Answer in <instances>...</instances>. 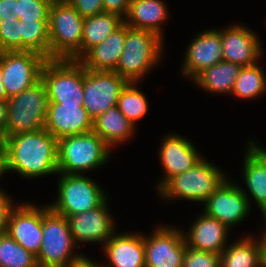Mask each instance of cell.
Segmentation results:
<instances>
[{
  "instance_id": "obj_1",
  "label": "cell",
  "mask_w": 266,
  "mask_h": 267,
  "mask_svg": "<svg viewBox=\"0 0 266 267\" xmlns=\"http://www.w3.org/2000/svg\"><path fill=\"white\" fill-rule=\"evenodd\" d=\"M58 140L45 129L6 137V169L23 177L58 173Z\"/></svg>"
},
{
  "instance_id": "obj_2",
  "label": "cell",
  "mask_w": 266,
  "mask_h": 267,
  "mask_svg": "<svg viewBox=\"0 0 266 267\" xmlns=\"http://www.w3.org/2000/svg\"><path fill=\"white\" fill-rule=\"evenodd\" d=\"M84 18L69 2H52L49 8V59L81 58Z\"/></svg>"
},
{
  "instance_id": "obj_3",
  "label": "cell",
  "mask_w": 266,
  "mask_h": 267,
  "mask_svg": "<svg viewBox=\"0 0 266 267\" xmlns=\"http://www.w3.org/2000/svg\"><path fill=\"white\" fill-rule=\"evenodd\" d=\"M110 147L94 131L67 136L58 140V173L80 174L78 172L104 165L109 157Z\"/></svg>"
},
{
  "instance_id": "obj_4",
  "label": "cell",
  "mask_w": 266,
  "mask_h": 267,
  "mask_svg": "<svg viewBox=\"0 0 266 267\" xmlns=\"http://www.w3.org/2000/svg\"><path fill=\"white\" fill-rule=\"evenodd\" d=\"M162 51V39L155 33L129 28L119 62L114 70L128 82L136 83L156 64Z\"/></svg>"
},
{
  "instance_id": "obj_5",
  "label": "cell",
  "mask_w": 266,
  "mask_h": 267,
  "mask_svg": "<svg viewBox=\"0 0 266 267\" xmlns=\"http://www.w3.org/2000/svg\"><path fill=\"white\" fill-rule=\"evenodd\" d=\"M8 112L5 136L45 129L49 99L40 79L32 87L7 99Z\"/></svg>"
},
{
  "instance_id": "obj_6",
  "label": "cell",
  "mask_w": 266,
  "mask_h": 267,
  "mask_svg": "<svg viewBox=\"0 0 266 267\" xmlns=\"http://www.w3.org/2000/svg\"><path fill=\"white\" fill-rule=\"evenodd\" d=\"M74 246L68 219L49 206L42 208V244L36 256L38 266L66 267L81 256L72 254Z\"/></svg>"
},
{
  "instance_id": "obj_7",
  "label": "cell",
  "mask_w": 266,
  "mask_h": 267,
  "mask_svg": "<svg viewBox=\"0 0 266 267\" xmlns=\"http://www.w3.org/2000/svg\"><path fill=\"white\" fill-rule=\"evenodd\" d=\"M49 103L83 106V65L78 60L47 59L42 66Z\"/></svg>"
},
{
  "instance_id": "obj_8",
  "label": "cell",
  "mask_w": 266,
  "mask_h": 267,
  "mask_svg": "<svg viewBox=\"0 0 266 267\" xmlns=\"http://www.w3.org/2000/svg\"><path fill=\"white\" fill-rule=\"evenodd\" d=\"M225 180L223 172L202 159L193 168L170 178L159 193L166 198L179 197L205 203Z\"/></svg>"
},
{
  "instance_id": "obj_9",
  "label": "cell",
  "mask_w": 266,
  "mask_h": 267,
  "mask_svg": "<svg viewBox=\"0 0 266 267\" xmlns=\"http://www.w3.org/2000/svg\"><path fill=\"white\" fill-rule=\"evenodd\" d=\"M59 178L58 199L49 207L56 213L68 216L99 207L105 200L103 190L82 174H63Z\"/></svg>"
},
{
  "instance_id": "obj_10",
  "label": "cell",
  "mask_w": 266,
  "mask_h": 267,
  "mask_svg": "<svg viewBox=\"0 0 266 267\" xmlns=\"http://www.w3.org/2000/svg\"><path fill=\"white\" fill-rule=\"evenodd\" d=\"M129 82L115 71L86 70L83 67V107L94 120L117 106L121 91Z\"/></svg>"
},
{
  "instance_id": "obj_11",
  "label": "cell",
  "mask_w": 266,
  "mask_h": 267,
  "mask_svg": "<svg viewBox=\"0 0 266 267\" xmlns=\"http://www.w3.org/2000/svg\"><path fill=\"white\" fill-rule=\"evenodd\" d=\"M46 60L33 51L0 52L2 83L7 97L17 95L37 83Z\"/></svg>"
},
{
  "instance_id": "obj_12",
  "label": "cell",
  "mask_w": 266,
  "mask_h": 267,
  "mask_svg": "<svg viewBox=\"0 0 266 267\" xmlns=\"http://www.w3.org/2000/svg\"><path fill=\"white\" fill-rule=\"evenodd\" d=\"M150 238L144 237L145 267H182L186 243L184 233L159 227Z\"/></svg>"
},
{
  "instance_id": "obj_13",
  "label": "cell",
  "mask_w": 266,
  "mask_h": 267,
  "mask_svg": "<svg viewBox=\"0 0 266 267\" xmlns=\"http://www.w3.org/2000/svg\"><path fill=\"white\" fill-rule=\"evenodd\" d=\"M249 205L246 192L225 180L205 202L204 212L229 228L245 219Z\"/></svg>"
},
{
  "instance_id": "obj_14",
  "label": "cell",
  "mask_w": 266,
  "mask_h": 267,
  "mask_svg": "<svg viewBox=\"0 0 266 267\" xmlns=\"http://www.w3.org/2000/svg\"><path fill=\"white\" fill-rule=\"evenodd\" d=\"M6 232L37 256L42 244V209L29 203L14 207L8 218Z\"/></svg>"
},
{
  "instance_id": "obj_15",
  "label": "cell",
  "mask_w": 266,
  "mask_h": 267,
  "mask_svg": "<svg viewBox=\"0 0 266 267\" xmlns=\"http://www.w3.org/2000/svg\"><path fill=\"white\" fill-rule=\"evenodd\" d=\"M44 127L59 140L93 131V119L81 105L49 103Z\"/></svg>"
},
{
  "instance_id": "obj_16",
  "label": "cell",
  "mask_w": 266,
  "mask_h": 267,
  "mask_svg": "<svg viewBox=\"0 0 266 267\" xmlns=\"http://www.w3.org/2000/svg\"><path fill=\"white\" fill-rule=\"evenodd\" d=\"M107 200L99 207L68 216L71 234L76 242H104L114 235V222L107 212Z\"/></svg>"
},
{
  "instance_id": "obj_17",
  "label": "cell",
  "mask_w": 266,
  "mask_h": 267,
  "mask_svg": "<svg viewBox=\"0 0 266 267\" xmlns=\"http://www.w3.org/2000/svg\"><path fill=\"white\" fill-rule=\"evenodd\" d=\"M223 46L222 60L251 66L257 63L260 56V42L257 35L243 26L233 25L220 31Z\"/></svg>"
},
{
  "instance_id": "obj_18",
  "label": "cell",
  "mask_w": 266,
  "mask_h": 267,
  "mask_svg": "<svg viewBox=\"0 0 266 267\" xmlns=\"http://www.w3.org/2000/svg\"><path fill=\"white\" fill-rule=\"evenodd\" d=\"M190 43L183 64L184 75L193 79L207 67L222 61L223 46L221 33L217 30H207L199 34Z\"/></svg>"
},
{
  "instance_id": "obj_19",
  "label": "cell",
  "mask_w": 266,
  "mask_h": 267,
  "mask_svg": "<svg viewBox=\"0 0 266 267\" xmlns=\"http://www.w3.org/2000/svg\"><path fill=\"white\" fill-rule=\"evenodd\" d=\"M160 159L165 178L157 186L158 190L172 177L193 168L203 158L199 156L190 141L178 135L166 137L160 148Z\"/></svg>"
},
{
  "instance_id": "obj_20",
  "label": "cell",
  "mask_w": 266,
  "mask_h": 267,
  "mask_svg": "<svg viewBox=\"0 0 266 267\" xmlns=\"http://www.w3.org/2000/svg\"><path fill=\"white\" fill-rule=\"evenodd\" d=\"M126 40V24L123 23L102 43L89 49L78 61L86 70L114 71Z\"/></svg>"
},
{
  "instance_id": "obj_21",
  "label": "cell",
  "mask_w": 266,
  "mask_h": 267,
  "mask_svg": "<svg viewBox=\"0 0 266 267\" xmlns=\"http://www.w3.org/2000/svg\"><path fill=\"white\" fill-rule=\"evenodd\" d=\"M228 228L205 212L193 223L188 233L184 234L186 246L195 250L212 252L220 255L225 249Z\"/></svg>"
},
{
  "instance_id": "obj_22",
  "label": "cell",
  "mask_w": 266,
  "mask_h": 267,
  "mask_svg": "<svg viewBox=\"0 0 266 267\" xmlns=\"http://www.w3.org/2000/svg\"><path fill=\"white\" fill-rule=\"evenodd\" d=\"M104 245L112 267H145L144 236L137 233L116 234Z\"/></svg>"
},
{
  "instance_id": "obj_23",
  "label": "cell",
  "mask_w": 266,
  "mask_h": 267,
  "mask_svg": "<svg viewBox=\"0 0 266 267\" xmlns=\"http://www.w3.org/2000/svg\"><path fill=\"white\" fill-rule=\"evenodd\" d=\"M244 160V179L260 210L266 208V149L249 142Z\"/></svg>"
},
{
  "instance_id": "obj_24",
  "label": "cell",
  "mask_w": 266,
  "mask_h": 267,
  "mask_svg": "<svg viewBox=\"0 0 266 267\" xmlns=\"http://www.w3.org/2000/svg\"><path fill=\"white\" fill-rule=\"evenodd\" d=\"M167 7L161 0H130L124 23L133 29L150 31L162 38L161 25L167 18Z\"/></svg>"
},
{
  "instance_id": "obj_25",
  "label": "cell",
  "mask_w": 266,
  "mask_h": 267,
  "mask_svg": "<svg viewBox=\"0 0 266 267\" xmlns=\"http://www.w3.org/2000/svg\"><path fill=\"white\" fill-rule=\"evenodd\" d=\"M133 123L129 121L117 106L109 108L93 120V131L111 148L114 144L125 141L134 132Z\"/></svg>"
},
{
  "instance_id": "obj_26",
  "label": "cell",
  "mask_w": 266,
  "mask_h": 267,
  "mask_svg": "<svg viewBox=\"0 0 266 267\" xmlns=\"http://www.w3.org/2000/svg\"><path fill=\"white\" fill-rule=\"evenodd\" d=\"M243 66L232 62L221 61L211 67H207L197 74L193 79L198 86L213 93H229L234 88L237 76Z\"/></svg>"
},
{
  "instance_id": "obj_27",
  "label": "cell",
  "mask_w": 266,
  "mask_h": 267,
  "mask_svg": "<svg viewBox=\"0 0 266 267\" xmlns=\"http://www.w3.org/2000/svg\"><path fill=\"white\" fill-rule=\"evenodd\" d=\"M261 241L243 238L226 247L220 254V267H263Z\"/></svg>"
},
{
  "instance_id": "obj_28",
  "label": "cell",
  "mask_w": 266,
  "mask_h": 267,
  "mask_svg": "<svg viewBox=\"0 0 266 267\" xmlns=\"http://www.w3.org/2000/svg\"><path fill=\"white\" fill-rule=\"evenodd\" d=\"M124 23L119 15L102 12L84 19L81 57L92 47L102 43L111 33Z\"/></svg>"
},
{
  "instance_id": "obj_29",
  "label": "cell",
  "mask_w": 266,
  "mask_h": 267,
  "mask_svg": "<svg viewBox=\"0 0 266 267\" xmlns=\"http://www.w3.org/2000/svg\"><path fill=\"white\" fill-rule=\"evenodd\" d=\"M21 51H33L49 59L48 21L19 20Z\"/></svg>"
},
{
  "instance_id": "obj_30",
  "label": "cell",
  "mask_w": 266,
  "mask_h": 267,
  "mask_svg": "<svg viewBox=\"0 0 266 267\" xmlns=\"http://www.w3.org/2000/svg\"><path fill=\"white\" fill-rule=\"evenodd\" d=\"M0 267H38L36 256L6 231L0 233Z\"/></svg>"
},
{
  "instance_id": "obj_31",
  "label": "cell",
  "mask_w": 266,
  "mask_h": 267,
  "mask_svg": "<svg viewBox=\"0 0 266 267\" xmlns=\"http://www.w3.org/2000/svg\"><path fill=\"white\" fill-rule=\"evenodd\" d=\"M266 90V77L257 63L244 66L237 76L231 94L240 98L252 99Z\"/></svg>"
},
{
  "instance_id": "obj_32",
  "label": "cell",
  "mask_w": 266,
  "mask_h": 267,
  "mask_svg": "<svg viewBox=\"0 0 266 267\" xmlns=\"http://www.w3.org/2000/svg\"><path fill=\"white\" fill-rule=\"evenodd\" d=\"M134 84L133 82H129L121 91L117 100L118 109L133 125H135V122L143 117L148 110L145 96L137 88H134Z\"/></svg>"
},
{
  "instance_id": "obj_33",
  "label": "cell",
  "mask_w": 266,
  "mask_h": 267,
  "mask_svg": "<svg viewBox=\"0 0 266 267\" xmlns=\"http://www.w3.org/2000/svg\"><path fill=\"white\" fill-rule=\"evenodd\" d=\"M50 0H12V14L18 20L48 21Z\"/></svg>"
},
{
  "instance_id": "obj_34",
  "label": "cell",
  "mask_w": 266,
  "mask_h": 267,
  "mask_svg": "<svg viewBox=\"0 0 266 267\" xmlns=\"http://www.w3.org/2000/svg\"><path fill=\"white\" fill-rule=\"evenodd\" d=\"M21 51V34L18 19H0V52Z\"/></svg>"
},
{
  "instance_id": "obj_35",
  "label": "cell",
  "mask_w": 266,
  "mask_h": 267,
  "mask_svg": "<svg viewBox=\"0 0 266 267\" xmlns=\"http://www.w3.org/2000/svg\"><path fill=\"white\" fill-rule=\"evenodd\" d=\"M182 267H220V255L186 246Z\"/></svg>"
},
{
  "instance_id": "obj_36",
  "label": "cell",
  "mask_w": 266,
  "mask_h": 267,
  "mask_svg": "<svg viewBox=\"0 0 266 267\" xmlns=\"http://www.w3.org/2000/svg\"><path fill=\"white\" fill-rule=\"evenodd\" d=\"M69 3L84 19L104 12L102 0H70Z\"/></svg>"
},
{
  "instance_id": "obj_37",
  "label": "cell",
  "mask_w": 266,
  "mask_h": 267,
  "mask_svg": "<svg viewBox=\"0 0 266 267\" xmlns=\"http://www.w3.org/2000/svg\"><path fill=\"white\" fill-rule=\"evenodd\" d=\"M104 12L119 15L121 18L127 15L130 0H102Z\"/></svg>"
},
{
  "instance_id": "obj_38",
  "label": "cell",
  "mask_w": 266,
  "mask_h": 267,
  "mask_svg": "<svg viewBox=\"0 0 266 267\" xmlns=\"http://www.w3.org/2000/svg\"><path fill=\"white\" fill-rule=\"evenodd\" d=\"M13 208L10 198L8 199L7 195L0 190V233L6 231L8 218Z\"/></svg>"
},
{
  "instance_id": "obj_39",
  "label": "cell",
  "mask_w": 266,
  "mask_h": 267,
  "mask_svg": "<svg viewBox=\"0 0 266 267\" xmlns=\"http://www.w3.org/2000/svg\"><path fill=\"white\" fill-rule=\"evenodd\" d=\"M7 18L18 19L12 14V0H0V19Z\"/></svg>"
},
{
  "instance_id": "obj_40",
  "label": "cell",
  "mask_w": 266,
  "mask_h": 267,
  "mask_svg": "<svg viewBox=\"0 0 266 267\" xmlns=\"http://www.w3.org/2000/svg\"><path fill=\"white\" fill-rule=\"evenodd\" d=\"M66 267H103V266L91 262V260H89L85 256L84 257L80 256L78 259L72 261Z\"/></svg>"
},
{
  "instance_id": "obj_41",
  "label": "cell",
  "mask_w": 266,
  "mask_h": 267,
  "mask_svg": "<svg viewBox=\"0 0 266 267\" xmlns=\"http://www.w3.org/2000/svg\"><path fill=\"white\" fill-rule=\"evenodd\" d=\"M8 104L7 101H0V131L5 133L7 123Z\"/></svg>"
},
{
  "instance_id": "obj_42",
  "label": "cell",
  "mask_w": 266,
  "mask_h": 267,
  "mask_svg": "<svg viewBox=\"0 0 266 267\" xmlns=\"http://www.w3.org/2000/svg\"><path fill=\"white\" fill-rule=\"evenodd\" d=\"M6 136L5 133L0 131V157H6Z\"/></svg>"
},
{
  "instance_id": "obj_43",
  "label": "cell",
  "mask_w": 266,
  "mask_h": 267,
  "mask_svg": "<svg viewBox=\"0 0 266 267\" xmlns=\"http://www.w3.org/2000/svg\"><path fill=\"white\" fill-rule=\"evenodd\" d=\"M8 97L6 94L5 87L2 83V70H1V65H0V101H7Z\"/></svg>"
},
{
  "instance_id": "obj_44",
  "label": "cell",
  "mask_w": 266,
  "mask_h": 267,
  "mask_svg": "<svg viewBox=\"0 0 266 267\" xmlns=\"http://www.w3.org/2000/svg\"><path fill=\"white\" fill-rule=\"evenodd\" d=\"M6 171V157H0V176Z\"/></svg>"
},
{
  "instance_id": "obj_45",
  "label": "cell",
  "mask_w": 266,
  "mask_h": 267,
  "mask_svg": "<svg viewBox=\"0 0 266 267\" xmlns=\"http://www.w3.org/2000/svg\"><path fill=\"white\" fill-rule=\"evenodd\" d=\"M261 243H262V247H263V254H266V232H265L264 236L262 235Z\"/></svg>"
},
{
  "instance_id": "obj_46",
  "label": "cell",
  "mask_w": 266,
  "mask_h": 267,
  "mask_svg": "<svg viewBox=\"0 0 266 267\" xmlns=\"http://www.w3.org/2000/svg\"><path fill=\"white\" fill-rule=\"evenodd\" d=\"M51 2H69L70 0H50Z\"/></svg>"
},
{
  "instance_id": "obj_47",
  "label": "cell",
  "mask_w": 266,
  "mask_h": 267,
  "mask_svg": "<svg viewBox=\"0 0 266 267\" xmlns=\"http://www.w3.org/2000/svg\"><path fill=\"white\" fill-rule=\"evenodd\" d=\"M263 258H264L263 267H266V254H263Z\"/></svg>"
},
{
  "instance_id": "obj_48",
  "label": "cell",
  "mask_w": 266,
  "mask_h": 267,
  "mask_svg": "<svg viewBox=\"0 0 266 267\" xmlns=\"http://www.w3.org/2000/svg\"><path fill=\"white\" fill-rule=\"evenodd\" d=\"M262 213H263V216L266 218V208L262 211Z\"/></svg>"
}]
</instances>
